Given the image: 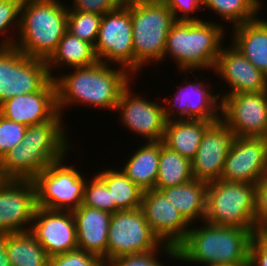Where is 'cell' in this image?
<instances>
[{
    "label": "cell",
    "instance_id": "cell-1",
    "mask_svg": "<svg viewBox=\"0 0 267 266\" xmlns=\"http://www.w3.org/2000/svg\"><path fill=\"white\" fill-rule=\"evenodd\" d=\"M71 69L74 71L53 78L57 110L61 115L64 108L74 104L115 111L122 92L135 77L122 67L117 70L115 65L99 61L89 67Z\"/></svg>",
    "mask_w": 267,
    "mask_h": 266
},
{
    "label": "cell",
    "instance_id": "cell-2",
    "mask_svg": "<svg viewBox=\"0 0 267 266\" xmlns=\"http://www.w3.org/2000/svg\"><path fill=\"white\" fill-rule=\"evenodd\" d=\"M63 116L27 126L19 146H15L0 160V172L4 179L33 180L52 163L66 158L69 147Z\"/></svg>",
    "mask_w": 267,
    "mask_h": 266
},
{
    "label": "cell",
    "instance_id": "cell-3",
    "mask_svg": "<svg viewBox=\"0 0 267 266\" xmlns=\"http://www.w3.org/2000/svg\"><path fill=\"white\" fill-rule=\"evenodd\" d=\"M203 223L199 228L190 227L186 238L177 246V260L203 266L249 265V249L256 234L252 229Z\"/></svg>",
    "mask_w": 267,
    "mask_h": 266
},
{
    "label": "cell",
    "instance_id": "cell-4",
    "mask_svg": "<svg viewBox=\"0 0 267 266\" xmlns=\"http://www.w3.org/2000/svg\"><path fill=\"white\" fill-rule=\"evenodd\" d=\"M68 6L60 0H23L14 46L25 55L47 61L67 32Z\"/></svg>",
    "mask_w": 267,
    "mask_h": 266
},
{
    "label": "cell",
    "instance_id": "cell-5",
    "mask_svg": "<svg viewBox=\"0 0 267 266\" xmlns=\"http://www.w3.org/2000/svg\"><path fill=\"white\" fill-rule=\"evenodd\" d=\"M225 29L209 20L176 21L168 33L163 60L169 55L181 72L214 70Z\"/></svg>",
    "mask_w": 267,
    "mask_h": 266
},
{
    "label": "cell",
    "instance_id": "cell-6",
    "mask_svg": "<svg viewBox=\"0 0 267 266\" xmlns=\"http://www.w3.org/2000/svg\"><path fill=\"white\" fill-rule=\"evenodd\" d=\"M130 18L136 75L146 63L163 60L167 36L176 20L162 1L130 4Z\"/></svg>",
    "mask_w": 267,
    "mask_h": 266
},
{
    "label": "cell",
    "instance_id": "cell-7",
    "mask_svg": "<svg viewBox=\"0 0 267 266\" xmlns=\"http://www.w3.org/2000/svg\"><path fill=\"white\" fill-rule=\"evenodd\" d=\"M256 184L217 180L208 183L204 221L260 233L255 224Z\"/></svg>",
    "mask_w": 267,
    "mask_h": 266
},
{
    "label": "cell",
    "instance_id": "cell-8",
    "mask_svg": "<svg viewBox=\"0 0 267 266\" xmlns=\"http://www.w3.org/2000/svg\"><path fill=\"white\" fill-rule=\"evenodd\" d=\"M13 38L5 36L0 42V105L11 97L40 91L52 79L46 61L22 53Z\"/></svg>",
    "mask_w": 267,
    "mask_h": 266
},
{
    "label": "cell",
    "instance_id": "cell-9",
    "mask_svg": "<svg viewBox=\"0 0 267 266\" xmlns=\"http://www.w3.org/2000/svg\"><path fill=\"white\" fill-rule=\"evenodd\" d=\"M65 159L52 163L32 180L37 206L72 211L82 204L86 178L73 165H63Z\"/></svg>",
    "mask_w": 267,
    "mask_h": 266
},
{
    "label": "cell",
    "instance_id": "cell-10",
    "mask_svg": "<svg viewBox=\"0 0 267 266\" xmlns=\"http://www.w3.org/2000/svg\"><path fill=\"white\" fill-rule=\"evenodd\" d=\"M94 51L99 62L115 63L135 76L130 4L102 15Z\"/></svg>",
    "mask_w": 267,
    "mask_h": 266
},
{
    "label": "cell",
    "instance_id": "cell-11",
    "mask_svg": "<svg viewBox=\"0 0 267 266\" xmlns=\"http://www.w3.org/2000/svg\"><path fill=\"white\" fill-rule=\"evenodd\" d=\"M162 244L141 208L117 211L110 220L106 264L120 256L154 251Z\"/></svg>",
    "mask_w": 267,
    "mask_h": 266
},
{
    "label": "cell",
    "instance_id": "cell-12",
    "mask_svg": "<svg viewBox=\"0 0 267 266\" xmlns=\"http://www.w3.org/2000/svg\"><path fill=\"white\" fill-rule=\"evenodd\" d=\"M195 78L193 83L185 81L183 85L178 86L177 92L173 95L174 99L167 97L162 99L165 104L163 106L166 121L177 119L218 121L221 119L219 94H214L213 89L209 88L211 86L207 85L208 83L198 81L197 75Z\"/></svg>",
    "mask_w": 267,
    "mask_h": 266
},
{
    "label": "cell",
    "instance_id": "cell-13",
    "mask_svg": "<svg viewBox=\"0 0 267 266\" xmlns=\"http://www.w3.org/2000/svg\"><path fill=\"white\" fill-rule=\"evenodd\" d=\"M221 119L236 136L265 138L267 133V91L225 95Z\"/></svg>",
    "mask_w": 267,
    "mask_h": 266
},
{
    "label": "cell",
    "instance_id": "cell-14",
    "mask_svg": "<svg viewBox=\"0 0 267 266\" xmlns=\"http://www.w3.org/2000/svg\"><path fill=\"white\" fill-rule=\"evenodd\" d=\"M36 208V187L32 180H3L0 184V234L29 231Z\"/></svg>",
    "mask_w": 267,
    "mask_h": 266
},
{
    "label": "cell",
    "instance_id": "cell-15",
    "mask_svg": "<svg viewBox=\"0 0 267 266\" xmlns=\"http://www.w3.org/2000/svg\"><path fill=\"white\" fill-rule=\"evenodd\" d=\"M29 232L49 257L78 249L76 222L70 210L37 206Z\"/></svg>",
    "mask_w": 267,
    "mask_h": 266
},
{
    "label": "cell",
    "instance_id": "cell-16",
    "mask_svg": "<svg viewBox=\"0 0 267 266\" xmlns=\"http://www.w3.org/2000/svg\"><path fill=\"white\" fill-rule=\"evenodd\" d=\"M236 137L235 130L222 119L213 122L191 160L193 178L207 183L220 180L225 159Z\"/></svg>",
    "mask_w": 267,
    "mask_h": 266
},
{
    "label": "cell",
    "instance_id": "cell-17",
    "mask_svg": "<svg viewBox=\"0 0 267 266\" xmlns=\"http://www.w3.org/2000/svg\"><path fill=\"white\" fill-rule=\"evenodd\" d=\"M267 174V140L236 137L225 159L220 180L257 184Z\"/></svg>",
    "mask_w": 267,
    "mask_h": 266
},
{
    "label": "cell",
    "instance_id": "cell-18",
    "mask_svg": "<svg viewBox=\"0 0 267 266\" xmlns=\"http://www.w3.org/2000/svg\"><path fill=\"white\" fill-rule=\"evenodd\" d=\"M130 84L122 92L116 106L120 111L121 123L148 141H162L166 118L163 103L148 101L142 96L133 94Z\"/></svg>",
    "mask_w": 267,
    "mask_h": 266
},
{
    "label": "cell",
    "instance_id": "cell-19",
    "mask_svg": "<svg viewBox=\"0 0 267 266\" xmlns=\"http://www.w3.org/2000/svg\"><path fill=\"white\" fill-rule=\"evenodd\" d=\"M141 209L151 230L162 243L177 247L186 238L190 224L161 190L143 191Z\"/></svg>",
    "mask_w": 267,
    "mask_h": 266
},
{
    "label": "cell",
    "instance_id": "cell-20",
    "mask_svg": "<svg viewBox=\"0 0 267 266\" xmlns=\"http://www.w3.org/2000/svg\"><path fill=\"white\" fill-rule=\"evenodd\" d=\"M213 71L230 87L223 95L219 92L220 99L225 95L267 91V76L232 44L228 48L222 46Z\"/></svg>",
    "mask_w": 267,
    "mask_h": 266
},
{
    "label": "cell",
    "instance_id": "cell-21",
    "mask_svg": "<svg viewBox=\"0 0 267 266\" xmlns=\"http://www.w3.org/2000/svg\"><path fill=\"white\" fill-rule=\"evenodd\" d=\"M0 114L26 126L53 120L59 114L54 80L51 79L40 91L7 99L0 105Z\"/></svg>",
    "mask_w": 267,
    "mask_h": 266
},
{
    "label": "cell",
    "instance_id": "cell-22",
    "mask_svg": "<svg viewBox=\"0 0 267 266\" xmlns=\"http://www.w3.org/2000/svg\"><path fill=\"white\" fill-rule=\"evenodd\" d=\"M76 222L78 249L95 254L106 265L110 212L80 205L72 210Z\"/></svg>",
    "mask_w": 267,
    "mask_h": 266
},
{
    "label": "cell",
    "instance_id": "cell-23",
    "mask_svg": "<svg viewBox=\"0 0 267 266\" xmlns=\"http://www.w3.org/2000/svg\"><path fill=\"white\" fill-rule=\"evenodd\" d=\"M231 28L232 45L267 76V20L257 17Z\"/></svg>",
    "mask_w": 267,
    "mask_h": 266
},
{
    "label": "cell",
    "instance_id": "cell-24",
    "mask_svg": "<svg viewBox=\"0 0 267 266\" xmlns=\"http://www.w3.org/2000/svg\"><path fill=\"white\" fill-rule=\"evenodd\" d=\"M215 121L170 120L166 122L163 145L190 161L196 155L202 137Z\"/></svg>",
    "mask_w": 267,
    "mask_h": 266
},
{
    "label": "cell",
    "instance_id": "cell-25",
    "mask_svg": "<svg viewBox=\"0 0 267 266\" xmlns=\"http://www.w3.org/2000/svg\"><path fill=\"white\" fill-rule=\"evenodd\" d=\"M207 186V182L193 179L181 185L162 188L161 191L181 213L182 217L190 225L192 223L195 225L194 221L197 219L204 222Z\"/></svg>",
    "mask_w": 267,
    "mask_h": 266
},
{
    "label": "cell",
    "instance_id": "cell-26",
    "mask_svg": "<svg viewBox=\"0 0 267 266\" xmlns=\"http://www.w3.org/2000/svg\"><path fill=\"white\" fill-rule=\"evenodd\" d=\"M147 143L134 151L121 170L143 191L155 189L159 169L160 141Z\"/></svg>",
    "mask_w": 267,
    "mask_h": 266
},
{
    "label": "cell",
    "instance_id": "cell-27",
    "mask_svg": "<svg viewBox=\"0 0 267 266\" xmlns=\"http://www.w3.org/2000/svg\"><path fill=\"white\" fill-rule=\"evenodd\" d=\"M97 62L94 46L68 31L59 41L54 53L46 61L52 79L54 78L52 70L56 69L55 67L58 65L60 68L62 64L69 68H79L92 66Z\"/></svg>",
    "mask_w": 267,
    "mask_h": 266
},
{
    "label": "cell",
    "instance_id": "cell-28",
    "mask_svg": "<svg viewBox=\"0 0 267 266\" xmlns=\"http://www.w3.org/2000/svg\"><path fill=\"white\" fill-rule=\"evenodd\" d=\"M5 247L11 266H49V256L32 234H5Z\"/></svg>",
    "mask_w": 267,
    "mask_h": 266
},
{
    "label": "cell",
    "instance_id": "cell-29",
    "mask_svg": "<svg viewBox=\"0 0 267 266\" xmlns=\"http://www.w3.org/2000/svg\"><path fill=\"white\" fill-rule=\"evenodd\" d=\"M110 191L115 212L141 208L143 190L134 184L121 170L107 169L96 174Z\"/></svg>",
    "mask_w": 267,
    "mask_h": 266
},
{
    "label": "cell",
    "instance_id": "cell-30",
    "mask_svg": "<svg viewBox=\"0 0 267 266\" xmlns=\"http://www.w3.org/2000/svg\"><path fill=\"white\" fill-rule=\"evenodd\" d=\"M191 161L168 149L160 141L159 169L155 189L173 187L193 180Z\"/></svg>",
    "mask_w": 267,
    "mask_h": 266
},
{
    "label": "cell",
    "instance_id": "cell-31",
    "mask_svg": "<svg viewBox=\"0 0 267 266\" xmlns=\"http://www.w3.org/2000/svg\"><path fill=\"white\" fill-rule=\"evenodd\" d=\"M203 9L208 8L222 20L235 27L256 19L262 8V0H200ZM234 25V26H233Z\"/></svg>",
    "mask_w": 267,
    "mask_h": 266
},
{
    "label": "cell",
    "instance_id": "cell-32",
    "mask_svg": "<svg viewBox=\"0 0 267 266\" xmlns=\"http://www.w3.org/2000/svg\"><path fill=\"white\" fill-rule=\"evenodd\" d=\"M102 15L80 11H68L67 31L93 46L98 37Z\"/></svg>",
    "mask_w": 267,
    "mask_h": 266
},
{
    "label": "cell",
    "instance_id": "cell-33",
    "mask_svg": "<svg viewBox=\"0 0 267 266\" xmlns=\"http://www.w3.org/2000/svg\"><path fill=\"white\" fill-rule=\"evenodd\" d=\"M82 205L115 213V203H111L110 191L97 175L85 182Z\"/></svg>",
    "mask_w": 267,
    "mask_h": 266
},
{
    "label": "cell",
    "instance_id": "cell-34",
    "mask_svg": "<svg viewBox=\"0 0 267 266\" xmlns=\"http://www.w3.org/2000/svg\"><path fill=\"white\" fill-rule=\"evenodd\" d=\"M160 251V252H159ZM165 253L171 259L177 260V247L162 244L158 249L141 254L124 255L109 261L106 266H166L161 263L157 257L159 253ZM158 254H157V253Z\"/></svg>",
    "mask_w": 267,
    "mask_h": 266
},
{
    "label": "cell",
    "instance_id": "cell-35",
    "mask_svg": "<svg viewBox=\"0 0 267 266\" xmlns=\"http://www.w3.org/2000/svg\"><path fill=\"white\" fill-rule=\"evenodd\" d=\"M26 128V125L10 121L0 114V160L15 146L21 144Z\"/></svg>",
    "mask_w": 267,
    "mask_h": 266
},
{
    "label": "cell",
    "instance_id": "cell-36",
    "mask_svg": "<svg viewBox=\"0 0 267 266\" xmlns=\"http://www.w3.org/2000/svg\"><path fill=\"white\" fill-rule=\"evenodd\" d=\"M49 266H106L95 254L76 249L49 257Z\"/></svg>",
    "mask_w": 267,
    "mask_h": 266
},
{
    "label": "cell",
    "instance_id": "cell-37",
    "mask_svg": "<svg viewBox=\"0 0 267 266\" xmlns=\"http://www.w3.org/2000/svg\"><path fill=\"white\" fill-rule=\"evenodd\" d=\"M23 0H0V34L6 35L11 28L18 33L20 9ZM14 25V26H13ZM12 26V27H11ZM17 26V27H16Z\"/></svg>",
    "mask_w": 267,
    "mask_h": 266
},
{
    "label": "cell",
    "instance_id": "cell-38",
    "mask_svg": "<svg viewBox=\"0 0 267 266\" xmlns=\"http://www.w3.org/2000/svg\"><path fill=\"white\" fill-rule=\"evenodd\" d=\"M124 5L123 0H73V6L68 7V11L104 15Z\"/></svg>",
    "mask_w": 267,
    "mask_h": 266
},
{
    "label": "cell",
    "instance_id": "cell-39",
    "mask_svg": "<svg viewBox=\"0 0 267 266\" xmlns=\"http://www.w3.org/2000/svg\"><path fill=\"white\" fill-rule=\"evenodd\" d=\"M162 2L173 12L176 21H200L201 18L192 16L196 10L203 9L200 0H162ZM182 14L179 15L178 14Z\"/></svg>",
    "mask_w": 267,
    "mask_h": 266
},
{
    "label": "cell",
    "instance_id": "cell-40",
    "mask_svg": "<svg viewBox=\"0 0 267 266\" xmlns=\"http://www.w3.org/2000/svg\"><path fill=\"white\" fill-rule=\"evenodd\" d=\"M255 224L259 231L267 226V174L256 184Z\"/></svg>",
    "mask_w": 267,
    "mask_h": 266
},
{
    "label": "cell",
    "instance_id": "cell-41",
    "mask_svg": "<svg viewBox=\"0 0 267 266\" xmlns=\"http://www.w3.org/2000/svg\"><path fill=\"white\" fill-rule=\"evenodd\" d=\"M248 266H267V239L261 233L252 238Z\"/></svg>",
    "mask_w": 267,
    "mask_h": 266
},
{
    "label": "cell",
    "instance_id": "cell-42",
    "mask_svg": "<svg viewBox=\"0 0 267 266\" xmlns=\"http://www.w3.org/2000/svg\"><path fill=\"white\" fill-rule=\"evenodd\" d=\"M0 266H11L5 247V234H0Z\"/></svg>",
    "mask_w": 267,
    "mask_h": 266
},
{
    "label": "cell",
    "instance_id": "cell-43",
    "mask_svg": "<svg viewBox=\"0 0 267 266\" xmlns=\"http://www.w3.org/2000/svg\"><path fill=\"white\" fill-rule=\"evenodd\" d=\"M124 4H136V3H144V2H156V1H162V0H123Z\"/></svg>",
    "mask_w": 267,
    "mask_h": 266
},
{
    "label": "cell",
    "instance_id": "cell-44",
    "mask_svg": "<svg viewBox=\"0 0 267 266\" xmlns=\"http://www.w3.org/2000/svg\"><path fill=\"white\" fill-rule=\"evenodd\" d=\"M260 233L267 239V226Z\"/></svg>",
    "mask_w": 267,
    "mask_h": 266
},
{
    "label": "cell",
    "instance_id": "cell-45",
    "mask_svg": "<svg viewBox=\"0 0 267 266\" xmlns=\"http://www.w3.org/2000/svg\"><path fill=\"white\" fill-rule=\"evenodd\" d=\"M205 266H230V265H223V264H212V265H205Z\"/></svg>",
    "mask_w": 267,
    "mask_h": 266
},
{
    "label": "cell",
    "instance_id": "cell-46",
    "mask_svg": "<svg viewBox=\"0 0 267 266\" xmlns=\"http://www.w3.org/2000/svg\"><path fill=\"white\" fill-rule=\"evenodd\" d=\"M5 180L0 172V184L2 183V181Z\"/></svg>",
    "mask_w": 267,
    "mask_h": 266
}]
</instances>
